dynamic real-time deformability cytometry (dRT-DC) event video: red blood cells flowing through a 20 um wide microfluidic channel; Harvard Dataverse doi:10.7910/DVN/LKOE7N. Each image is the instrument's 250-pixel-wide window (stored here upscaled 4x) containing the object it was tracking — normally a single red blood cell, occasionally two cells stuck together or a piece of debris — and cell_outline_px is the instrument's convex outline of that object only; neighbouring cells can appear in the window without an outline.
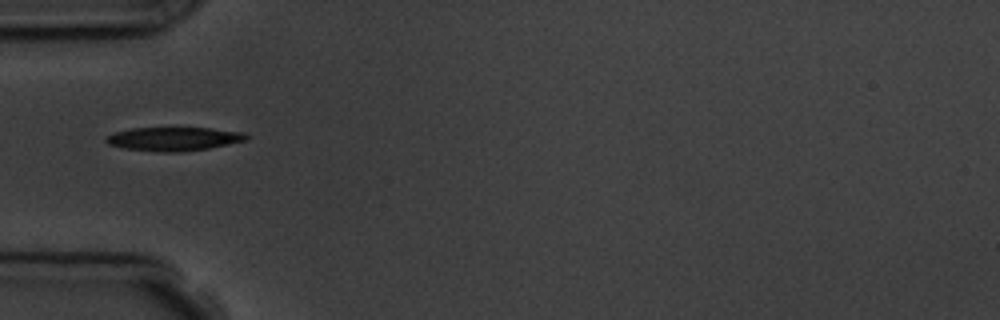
{"species": "common noctule bat (a hibernating species)", "species_latin": "Nyctalus noctula", "temperature_condition": "room temperature", "stored_images_in_passage": 1, "camera_frame_rate_fps": 3000, "um_per_image_px": 0.085, "animal": {"sex": "male", "body_mass_g": 19.5, "forearm_length_mm": 54.6}, "frame": {"image": 1, "passage_image": 1, "time_ms": 0.0, "image_size_px": [1000, 320], "cell_outline_px": [[248, 140], [208, 148], [184, 152], [160, 152], [124, 148], [108, 144], [104, 140], [108, 136], [116, 132], [132, 128], [208, 128], [244, 132], [248, 136]], "centroid_in_image_um": [14.79, 11.81], "position_along_channel_um": 70.2, "area_um2": 19.25}}